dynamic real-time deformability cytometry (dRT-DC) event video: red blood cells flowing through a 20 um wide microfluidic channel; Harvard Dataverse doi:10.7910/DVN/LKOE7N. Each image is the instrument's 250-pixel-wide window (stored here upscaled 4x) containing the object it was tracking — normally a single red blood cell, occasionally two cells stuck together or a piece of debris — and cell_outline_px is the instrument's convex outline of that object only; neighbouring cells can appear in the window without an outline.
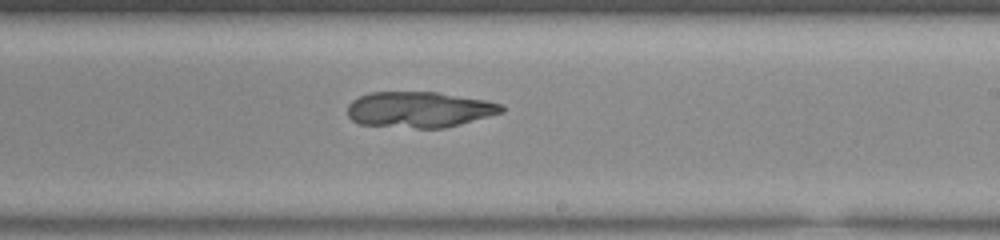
{"species": "common noctule bat (a hibernating species)", "species_latin": "Nyctalus noctula", "temperature_condition": "room temperature", "stored_images_in_passage": 35, "camera_frame_rate_fps": 3000, "um_per_image_px": 0.085, "animal": {"sex": "male", "body_mass_g": 20.0, "forearm_length_mm": 53.3}, "frame": {"image": 1, "passage_image": 15, "time_ms": 4.667, "image_size_px": [1000, 240], "cell_outline_px": [[504, 112], [460, 124], [444, 128], [416, 128], [360, 124], [352, 120], [348, 116], [348, 104], [352, 100], [368, 92], [440, 92], [484, 100], [504, 104]], "centroid_in_image_um": [35.64, 9.31], "position_along_channel_um": 253.4, "area_um2": 32.25}}
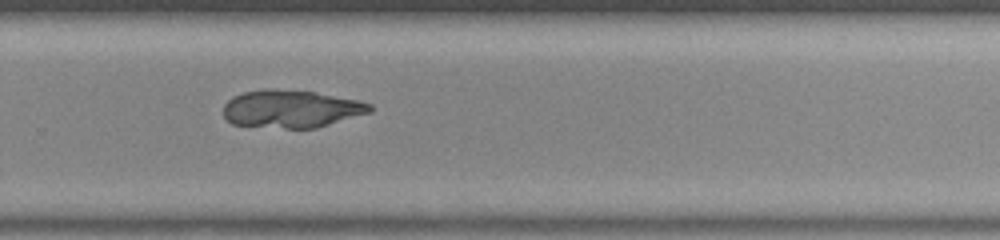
{"frame": {"image": 2, "passage_image": 19, "time_ms": 6.0, "image_size_px": [1000, 240], "cell_outline_px": [[372, 112], [316, 128], [284, 128], [232, 124], [224, 116], [224, 104], [232, 96], [244, 92], [264, 88], [268, 88], [312, 92], [356, 100], [372, 104]], "centroid_in_image_um": [24.74, 9.25], "position_along_channel_um": 305.1, "area_um2": 32.02}}
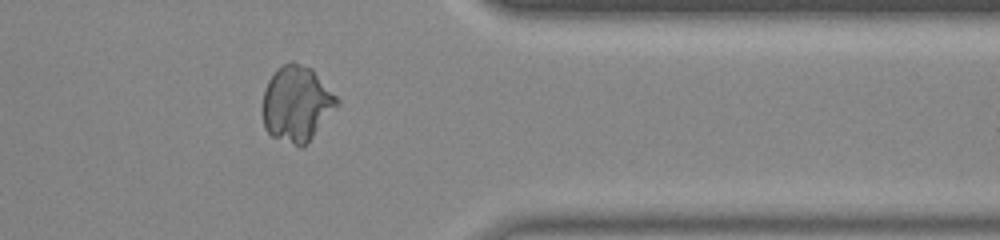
{"frame": {"image": 3, "passage_image": 26, "time_ms": 8.333, "image_size_px": [1000, 240], "cell_outline_px": [[340, 104], [312, 136], [300, 148], [272, 136], [264, 128], [264, 88], [268, 80], [276, 68], [292, 60], [312, 68], [340, 100]], "centroid_in_image_um": [25.22, 8.78], "position_along_channel_um": 386.2, "area_um2": 32.6}}